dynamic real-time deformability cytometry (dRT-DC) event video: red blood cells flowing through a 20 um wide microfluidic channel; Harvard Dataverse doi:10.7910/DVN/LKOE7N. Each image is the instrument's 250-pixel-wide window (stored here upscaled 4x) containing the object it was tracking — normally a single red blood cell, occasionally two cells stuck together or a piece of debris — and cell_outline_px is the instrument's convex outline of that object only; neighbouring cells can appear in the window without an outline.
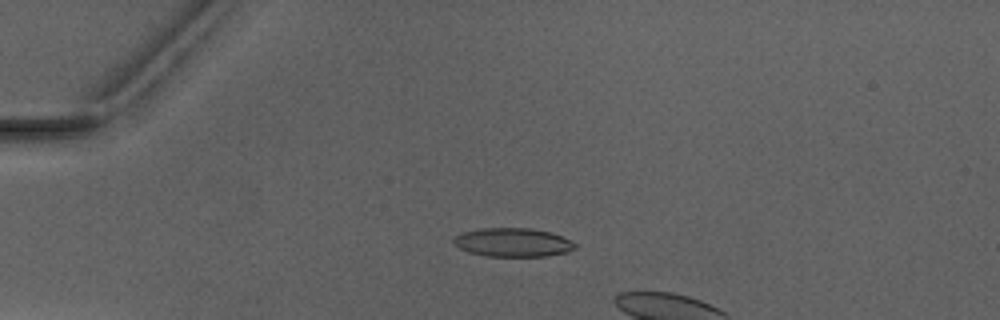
{"species": "Egyptian fruit bat (a non-hibernating species)", "species_latin": "Rousettus aegyptiacus", "temperature_condition": "warm", "stored_images_in_passage": 5, "camera_frame_rate_fps": 3000, "um_per_image_px": 0.085, "animal": {"sex": "male"}, "frame": {"image": 1, "passage_image": 3, "time_ms": 3.0, "image_size_px": [1000, 320], "cell_outline_px": [[576, 248], [568, 252], [548, 256], [484, 256], [468, 252], [452, 244], [452, 240], [456, 236], [464, 232], [480, 228], [528, 228], [552, 232], [576, 244]], "centroid_in_image_um": [43.57, 20.61], "position_along_channel_um": 41.4, "area_um2": 20.35}}